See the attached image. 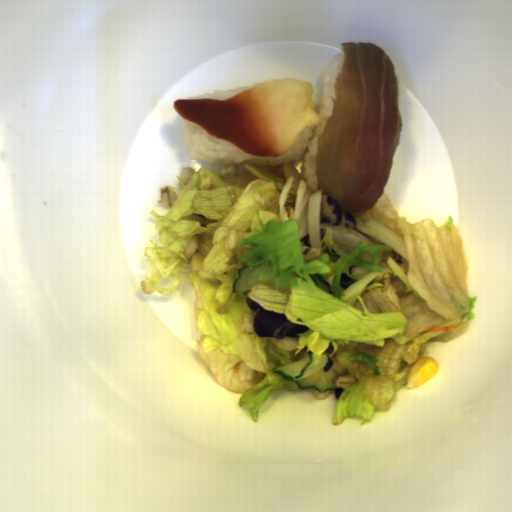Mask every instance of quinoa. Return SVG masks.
I'll return each instance as SVG.
<instances>
[{"label": "quinoa", "mask_w": 512, "mask_h": 512, "mask_svg": "<svg viewBox=\"0 0 512 512\" xmlns=\"http://www.w3.org/2000/svg\"><path fill=\"white\" fill-rule=\"evenodd\" d=\"M194 173L195 170L188 166L181 168L178 175L174 176L181 190L169 184L161 187L159 189V199L157 203L171 208L184 194L187 185L190 184L193 179Z\"/></svg>", "instance_id": "quinoa-1"}]
</instances>
